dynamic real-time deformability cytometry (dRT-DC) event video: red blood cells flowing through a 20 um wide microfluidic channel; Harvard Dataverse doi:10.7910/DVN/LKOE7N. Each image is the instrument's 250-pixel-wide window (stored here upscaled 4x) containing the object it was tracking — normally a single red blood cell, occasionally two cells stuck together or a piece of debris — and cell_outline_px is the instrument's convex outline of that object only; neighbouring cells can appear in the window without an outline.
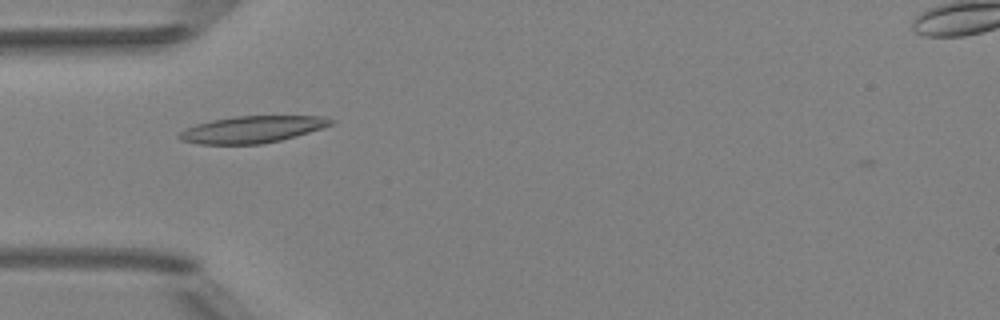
{"species": "Egyptian fruit bat (a non-hibernating species)", "species_latin": "Rousettus aegyptiacus", "temperature_condition": "room temperature", "stored_images_in_passage": 2, "camera_frame_rate_fps": 3000, "um_per_image_px": 0.085, "animal": {"sex": "female"}, "frame": {"image": 1, "passage_image": 1, "time_ms": 0.0, "image_size_px": [1000, 320], "cell_outline_px": [[336, 124], [296, 136], [280, 140], [260, 144], [200, 144], [180, 140], [176, 136], [184, 128], [196, 124], [212, 120], [236, 116], [324, 116], [336, 120]], "centroid_in_image_um": [21.46, 10.99], "position_along_channel_um": 63.5, "area_um2": 23.87}}
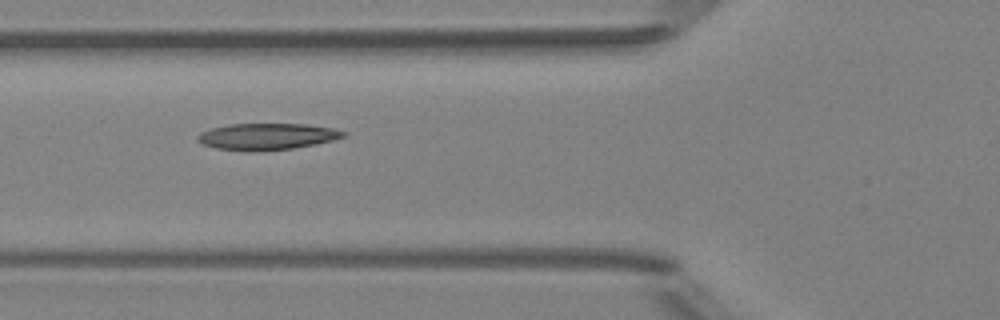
{"frame": {"image": 2, "passage_image": 2, "time_ms": 1.0, "image_size_px": [1000, 320], "cell_outline_px": [[348, 136], [316, 144], [292, 148], [248, 152], [216, 148], [204, 144], [196, 140], [196, 136], [200, 132], [212, 128], [228, 124], [308, 124], [332, 128], [348, 132]], "centroid_in_image_um": [22.7, 11.6], "position_along_channel_um": 103.1, "area_um2": 22.66}}